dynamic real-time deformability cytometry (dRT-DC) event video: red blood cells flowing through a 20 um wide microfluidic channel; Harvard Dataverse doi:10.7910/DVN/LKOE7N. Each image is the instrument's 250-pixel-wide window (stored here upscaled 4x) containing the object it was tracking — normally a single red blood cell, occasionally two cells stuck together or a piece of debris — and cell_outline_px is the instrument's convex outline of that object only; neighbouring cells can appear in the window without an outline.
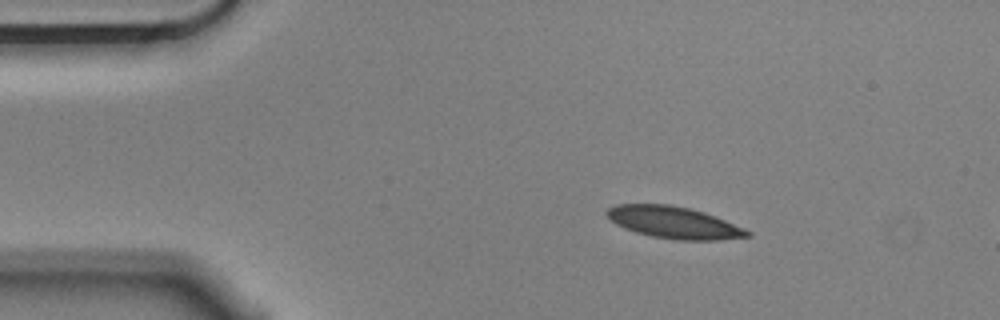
{"species": "Egyptian fruit bat (a non-hibernating species)", "species_latin": "Rousettus aegyptiacus", "temperature_condition": "cold", "stored_images_in_passage": 3, "segment_of_instrument_passage": [1, 2], "camera_frame_rate_fps": 3000, "um_per_image_px": 0.085, "animal": {"sex": "male"}, "frame": {"image": 1, "passage_image": 1, "time_ms": 0.0, "image_size_px": [1000, 320], "cell_outline_px": [[752, 236], [720, 240], [676, 240], [652, 236], [636, 232], [624, 228], [616, 224], [604, 212], [608, 208], [616, 204], [672, 204], [704, 212], [744, 228], [752, 232]], "centroid_in_image_um": [57.28, 18.91], "position_along_channel_um": 27.7, "area_um2": 26.07}}